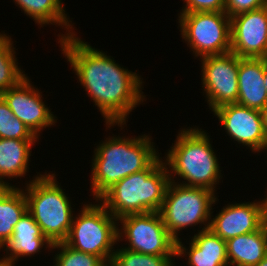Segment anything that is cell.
Returning a JSON list of instances; mask_svg holds the SVG:
<instances>
[{
	"mask_svg": "<svg viewBox=\"0 0 267 266\" xmlns=\"http://www.w3.org/2000/svg\"><path fill=\"white\" fill-rule=\"evenodd\" d=\"M264 82H265V88L267 90V58H264Z\"/></svg>",
	"mask_w": 267,
	"mask_h": 266,
	"instance_id": "cell-30",
	"label": "cell"
},
{
	"mask_svg": "<svg viewBox=\"0 0 267 266\" xmlns=\"http://www.w3.org/2000/svg\"><path fill=\"white\" fill-rule=\"evenodd\" d=\"M267 5V0H225L224 12L231 18L237 14L256 10Z\"/></svg>",
	"mask_w": 267,
	"mask_h": 266,
	"instance_id": "cell-27",
	"label": "cell"
},
{
	"mask_svg": "<svg viewBox=\"0 0 267 266\" xmlns=\"http://www.w3.org/2000/svg\"><path fill=\"white\" fill-rule=\"evenodd\" d=\"M262 225L261 199H256L253 202H229L215 216L211 213L209 229L227 241L257 231Z\"/></svg>",
	"mask_w": 267,
	"mask_h": 266,
	"instance_id": "cell-14",
	"label": "cell"
},
{
	"mask_svg": "<svg viewBox=\"0 0 267 266\" xmlns=\"http://www.w3.org/2000/svg\"><path fill=\"white\" fill-rule=\"evenodd\" d=\"M0 138L17 140H39V138L18 118L0 96Z\"/></svg>",
	"mask_w": 267,
	"mask_h": 266,
	"instance_id": "cell-24",
	"label": "cell"
},
{
	"mask_svg": "<svg viewBox=\"0 0 267 266\" xmlns=\"http://www.w3.org/2000/svg\"><path fill=\"white\" fill-rule=\"evenodd\" d=\"M229 266H255L267 256V227L226 241Z\"/></svg>",
	"mask_w": 267,
	"mask_h": 266,
	"instance_id": "cell-19",
	"label": "cell"
},
{
	"mask_svg": "<svg viewBox=\"0 0 267 266\" xmlns=\"http://www.w3.org/2000/svg\"><path fill=\"white\" fill-rule=\"evenodd\" d=\"M53 171L37 173L26 181L24 188L27 211L41 227L44 236L52 243L64 242L69 234L74 211L69 196L58 185Z\"/></svg>",
	"mask_w": 267,
	"mask_h": 266,
	"instance_id": "cell-5",
	"label": "cell"
},
{
	"mask_svg": "<svg viewBox=\"0 0 267 266\" xmlns=\"http://www.w3.org/2000/svg\"><path fill=\"white\" fill-rule=\"evenodd\" d=\"M38 141L0 138V187H15L4 179L27 175L32 146Z\"/></svg>",
	"mask_w": 267,
	"mask_h": 266,
	"instance_id": "cell-18",
	"label": "cell"
},
{
	"mask_svg": "<svg viewBox=\"0 0 267 266\" xmlns=\"http://www.w3.org/2000/svg\"><path fill=\"white\" fill-rule=\"evenodd\" d=\"M170 182L168 169L159 155L145 170L114 184L98 201L117 220L129 214L159 212Z\"/></svg>",
	"mask_w": 267,
	"mask_h": 266,
	"instance_id": "cell-4",
	"label": "cell"
},
{
	"mask_svg": "<svg viewBox=\"0 0 267 266\" xmlns=\"http://www.w3.org/2000/svg\"><path fill=\"white\" fill-rule=\"evenodd\" d=\"M231 52L240 58H267V5L230 18Z\"/></svg>",
	"mask_w": 267,
	"mask_h": 266,
	"instance_id": "cell-13",
	"label": "cell"
},
{
	"mask_svg": "<svg viewBox=\"0 0 267 266\" xmlns=\"http://www.w3.org/2000/svg\"><path fill=\"white\" fill-rule=\"evenodd\" d=\"M0 266H10V265L5 264V263H0Z\"/></svg>",
	"mask_w": 267,
	"mask_h": 266,
	"instance_id": "cell-33",
	"label": "cell"
},
{
	"mask_svg": "<svg viewBox=\"0 0 267 266\" xmlns=\"http://www.w3.org/2000/svg\"><path fill=\"white\" fill-rule=\"evenodd\" d=\"M255 266H267V256L264 257L257 265Z\"/></svg>",
	"mask_w": 267,
	"mask_h": 266,
	"instance_id": "cell-31",
	"label": "cell"
},
{
	"mask_svg": "<svg viewBox=\"0 0 267 266\" xmlns=\"http://www.w3.org/2000/svg\"><path fill=\"white\" fill-rule=\"evenodd\" d=\"M180 13L224 11L225 0H184Z\"/></svg>",
	"mask_w": 267,
	"mask_h": 266,
	"instance_id": "cell-26",
	"label": "cell"
},
{
	"mask_svg": "<svg viewBox=\"0 0 267 266\" xmlns=\"http://www.w3.org/2000/svg\"><path fill=\"white\" fill-rule=\"evenodd\" d=\"M58 43L72 72L104 117L106 129L116 125L124 129L132 110L146 101L147 95L142 91L144 81L137 70L124 68L77 34L59 39Z\"/></svg>",
	"mask_w": 267,
	"mask_h": 266,
	"instance_id": "cell-1",
	"label": "cell"
},
{
	"mask_svg": "<svg viewBox=\"0 0 267 266\" xmlns=\"http://www.w3.org/2000/svg\"><path fill=\"white\" fill-rule=\"evenodd\" d=\"M217 200L216 194L206 188L170 182L159 213L167 231L178 241L183 239L180 238V232L188 227L192 229L199 226L197 232L209 229L211 213L214 212L213 206Z\"/></svg>",
	"mask_w": 267,
	"mask_h": 266,
	"instance_id": "cell-6",
	"label": "cell"
},
{
	"mask_svg": "<svg viewBox=\"0 0 267 266\" xmlns=\"http://www.w3.org/2000/svg\"><path fill=\"white\" fill-rule=\"evenodd\" d=\"M261 116H262L264 131L267 136V105L261 110Z\"/></svg>",
	"mask_w": 267,
	"mask_h": 266,
	"instance_id": "cell-29",
	"label": "cell"
},
{
	"mask_svg": "<svg viewBox=\"0 0 267 266\" xmlns=\"http://www.w3.org/2000/svg\"><path fill=\"white\" fill-rule=\"evenodd\" d=\"M267 190V188H266ZM267 193V192H266ZM265 197L261 200L262 204V223L267 227V194L264 195Z\"/></svg>",
	"mask_w": 267,
	"mask_h": 266,
	"instance_id": "cell-28",
	"label": "cell"
},
{
	"mask_svg": "<svg viewBox=\"0 0 267 266\" xmlns=\"http://www.w3.org/2000/svg\"><path fill=\"white\" fill-rule=\"evenodd\" d=\"M185 246L182 240L177 241L176 259L188 257V266H229L226 241L210 229L198 231Z\"/></svg>",
	"mask_w": 267,
	"mask_h": 266,
	"instance_id": "cell-16",
	"label": "cell"
},
{
	"mask_svg": "<svg viewBox=\"0 0 267 266\" xmlns=\"http://www.w3.org/2000/svg\"><path fill=\"white\" fill-rule=\"evenodd\" d=\"M54 249L57 253L53 256L52 266H107L100 257L73 249L64 242L53 244Z\"/></svg>",
	"mask_w": 267,
	"mask_h": 266,
	"instance_id": "cell-25",
	"label": "cell"
},
{
	"mask_svg": "<svg viewBox=\"0 0 267 266\" xmlns=\"http://www.w3.org/2000/svg\"><path fill=\"white\" fill-rule=\"evenodd\" d=\"M200 61L202 90L209 109L237 103L239 57L229 52L204 56Z\"/></svg>",
	"mask_w": 267,
	"mask_h": 266,
	"instance_id": "cell-10",
	"label": "cell"
},
{
	"mask_svg": "<svg viewBox=\"0 0 267 266\" xmlns=\"http://www.w3.org/2000/svg\"><path fill=\"white\" fill-rule=\"evenodd\" d=\"M178 15L181 37L195 57L231 52L230 17L224 11Z\"/></svg>",
	"mask_w": 267,
	"mask_h": 266,
	"instance_id": "cell-8",
	"label": "cell"
},
{
	"mask_svg": "<svg viewBox=\"0 0 267 266\" xmlns=\"http://www.w3.org/2000/svg\"><path fill=\"white\" fill-rule=\"evenodd\" d=\"M52 246L53 244L44 236L33 216L26 211L14 226L12 237L1 247L6 255L0 257V263L15 266L21 258L28 257L29 259L42 252L40 250L43 247L52 251Z\"/></svg>",
	"mask_w": 267,
	"mask_h": 266,
	"instance_id": "cell-15",
	"label": "cell"
},
{
	"mask_svg": "<svg viewBox=\"0 0 267 266\" xmlns=\"http://www.w3.org/2000/svg\"><path fill=\"white\" fill-rule=\"evenodd\" d=\"M85 203L80 213L74 215L64 243L94 254L109 265L116 249L114 246L118 244V220L98 200L94 204Z\"/></svg>",
	"mask_w": 267,
	"mask_h": 266,
	"instance_id": "cell-7",
	"label": "cell"
},
{
	"mask_svg": "<svg viewBox=\"0 0 267 266\" xmlns=\"http://www.w3.org/2000/svg\"><path fill=\"white\" fill-rule=\"evenodd\" d=\"M118 226V242L126 239L128 243L121 247L141 254L176 256L177 241L167 231L159 212L120 217Z\"/></svg>",
	"mask_w": 267,
	"mask_h": 266,
	"instance_id": "cell-9",
	"label": "cell"
},
{
	"mask_svg": "<svg viewBox=\"0 0 267 266\" xmlns=\"http://www.w3.org/2000/svg\"><path fill=\"white\" fill-rule=\"evenodd\" d=\"M212 112L231 140L234 139L233 142L246 146L252 153L263 152L267 136L260 110L233 103L218 107Z\"/></svg>",
	"mask_w": 267,
	"mask_h": 266,
	"instance_id": "cell-12",
	"label": "cell"
},
{
	"mask_svg": "<svg viewBox=\"0 0 267 266\" xmlns=\"http://www.w3.org/2000/svg\"><path fill=\"white\" fill-rule=\"evenodd\" d=\"M199 128L184 127L179 130L176 140L162 159L171 182L177 180L178 184L206 188L217 194L216 185H219L223 177L222 170L217 153L213 150L210 135Z\"/></svg>",
	"mask_w": 267,
	"mask_h": 266,
	"instance_id": "cell-3",
	"label": "cell"
},
{
	"mask_svg": "<svg viewBox=\"0 0 267 266\" xmlns=\"http://www.w3.org/2000/svg\"><path fill=\"white\" fill-rule=\"evenodd\" d=\"M13 2L40 28L46 25L63 27L66 32L64 34L60 32L57 40L76 34L75 26L72 27L74 23L69 19L62 0H13Z\"/></svg>",
	"mask_w": 267,
	"mask_h": 266,
	"instance_id": "cell-20",
	"label": "cell"
},
{
	"mask_svg": "<svg viewBox=\"0 0 267 266\" xmlns=\"http://www.w3.org/2000/svg\"><path fill=\"white\" fill-rule=\"evenodd\" d=\"M152 136H108L94 148L91 162V195L98 200L123 178L145 170L161 153Z\"/></svg>",
	"mask_w": 267,
	"mask_h": 266,
	"instance_id": "cell-2",
	"label": "cell"
},
{
	"mask_svg": "<svg viewBox=\"0 0 267 266\" xmlns=\"http://www.w3.org/2000/svg\"><path fill=\"white\" fill-rule=\"evenodd\" d=\"M266 152L267 151V141H266V145H265V148H264V150H263V152ZM266 155H267V152H266ZM267 157V156H266Z\"/></svg>",
	"mask_w": 267,
	"mask_h": 266,
	"instance_id": "cell-32",
	"label": "cell"
},
{
	"mask_svg": "<svg viewBox=\"0 0 267 266\" xmlns=\"http://www.w3.org/2000/svg\"><path fill=\"white\" fill-rule=\"evenodd\" d=\"M238 85L237 104L260 111L267 105L264 58L239 57Z\"/></svg>",
	"mask_w": 267,
	"mask_h": 266,
	"instance_id": "cell-17",
	"label": "cell"
},
{
	"mask_svg": "<svg viewBox=\"0 0 267 266\" xmlns=\"http://www.w3.org/2000/svg\"><path fill=\"white\" fill-rule=\"evenodd\" d=\"M29 76L9 88L0 96L8 104L13 115L21 120L38 138L46 127L56 125L58 118L43 102L42 92L32 85ZM57 118V119H56Z\"/></svg>",
	"mask_w": 267,
	"mask_h": 266,
	"instance_id": "cell-11",
	"label": "cell"
},
{
	"mask_svg": "<svg viewBox=\"0 0 267 266\" xmlns=\"http://www.w3.org/2000/svg\"><path fill=\"white\" fill-rule=\"evenodd\" d=\"M26 211L27 201L21 187H0V250Z\"/></svg>",
	"mask_w": 267,
	"mask_h": 266,
	"instance_id": "cell-21",
	"label": "cell"
},
{
	"mask_svg": "<svg viewBox=\"0 0 267 266\" xmlns=\"http://www.w3.org/2000/svg\"><path fill=\"white\" fill-rule=\"evenodd\" d=\"M2 32L0 33V95L27 76L18 66L12 36Z\"/></svg>",
	"mask_w": 267,
	"mask_h": 266,
	"instance_id": "cell-22",
	"label": "cell"
},
{
	"mask_svg": "<svg viewBox=\"0 0 267 266\" xmlns=\"http://www.w3.org/2000/svg\"><path fill=\"white\" fill-rule=\"evenodd\" d=\"M113 253L110 266H175L176 256L141 254L119 246ZM174 257V258H172Z\"/></svg>",
	"mask_w": 267,
	"mask_h": 266,
	"instance_id": "cell-23",
	"label": "cell"
}]
</instances>
